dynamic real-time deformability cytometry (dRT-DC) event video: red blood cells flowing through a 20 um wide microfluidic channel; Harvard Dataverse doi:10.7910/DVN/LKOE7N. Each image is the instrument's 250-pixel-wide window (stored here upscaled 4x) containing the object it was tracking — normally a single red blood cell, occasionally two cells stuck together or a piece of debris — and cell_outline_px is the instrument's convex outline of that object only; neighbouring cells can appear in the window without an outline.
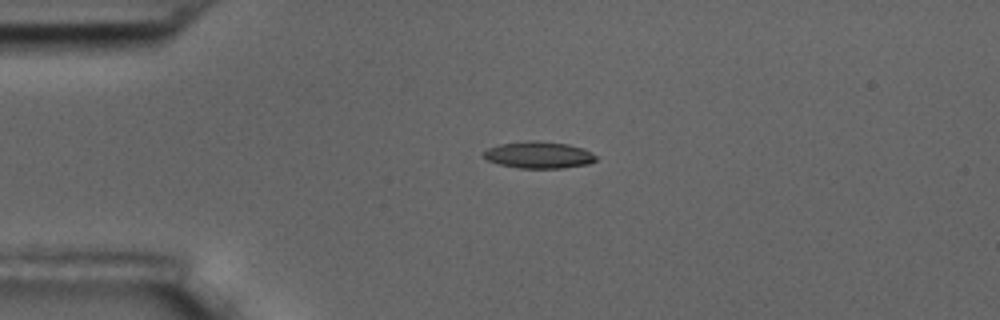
{"species": "common noctule bat (a hibernating species)", "species_latin": "Nyctalus noctula", "temperature_condition": "room temperature", "stored_images_in_passage": 6, "camera_frame_rate_fps": 3000, "um_per_image_px": 0.085, "animal": {"sex": "male", "body_mass_g": 17.5, "forearm_length_mm": 52.3}, "frame": {"image": 1, "passage_image": 4, "time_ms": 3.333, "image_size_px": [1000, 320], "cell_outline_px": [[596, 160], [588, 164], [564, 168], [520, 168], [500, 164], [488, 160], [480, 156], [488, 148], [500, 144], [528, 140], [536, 140], [568, 144], [584, 148], [592, 152], [596, 156]], "centroid_in_image_um": [45.8, 13.16], "position_along_channel_um": 39.2, "area_um2": 17.63}}